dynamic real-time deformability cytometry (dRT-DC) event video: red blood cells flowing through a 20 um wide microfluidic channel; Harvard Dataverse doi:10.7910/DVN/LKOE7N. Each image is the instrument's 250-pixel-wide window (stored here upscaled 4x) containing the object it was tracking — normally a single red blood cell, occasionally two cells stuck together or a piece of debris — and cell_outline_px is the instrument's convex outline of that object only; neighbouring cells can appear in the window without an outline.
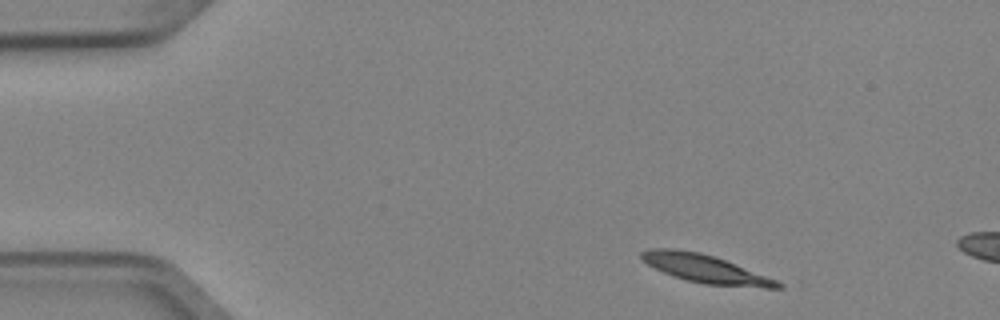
{"species": "Egyptian fruit bat (a non-hibernating species)", "species_latin": "Rousettus aegyptiacus", "temperature_condition": "cold", "stored_images_in_passage": 3, "camera_frame_rate_fps": 3000, "um_per_image_px": 0.085, "animal": {"sex": "female"}, "frame": {"image": 1, "passage_image": 1, "time_ms": 0.0, "image_size_px": [1000, 320], "cell_outline_px": [[784, 288], [764, 288], [704, 284], [688, 280], [664, 272], [648, 264], [640, 256], [640, 252], [648, 248], [676, 248], [700, 252], [716, 256], [776, 280], [784, 284]], "centroid_in_image_um": [59.97, 22.83], "position_along_channel_um": 25.0, "area_um2": 22.25}}